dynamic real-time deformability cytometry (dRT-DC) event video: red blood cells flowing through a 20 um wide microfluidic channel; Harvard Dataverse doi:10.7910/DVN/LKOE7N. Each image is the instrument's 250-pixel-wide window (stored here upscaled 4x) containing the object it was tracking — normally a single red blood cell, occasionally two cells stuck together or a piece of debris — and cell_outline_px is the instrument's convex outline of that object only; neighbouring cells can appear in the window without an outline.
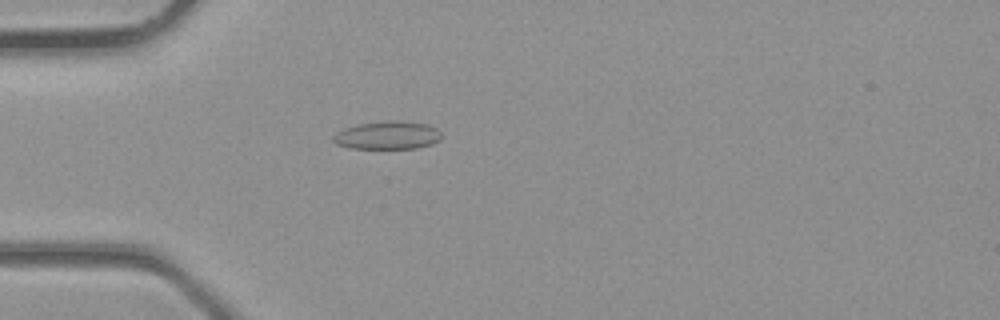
{"species": "common noctule bat (a hibernating species)", "species_latin": "Nyctalus noctula", "temperature_condition": "room temperature", "stored_images_in_passage": 3, "camera_frame_rate_fps": 3000, "um_per_image_px": 0.085, "animal": {"sex": "male", "body_mass_g": 23.1, "forearm_length_mm": 52.7}, "frame": {"image": 1, "passage_image": 3, "time_ms": 0.667, "image_size_px": [1000, 320], "cell_outline_px": [[440, 140], [432, 144], [416, 148], [348, 148], [336, 144], [332, 140], [332, 136], [344, 128], [356, 124], [388, 120], [396, 120], [428, 124], [436, 128], [440, 132]], "centroid_in_image_um": [32.92, 11.49], "position_along_channel_um": 52.1, "area_um2": 17.8}}